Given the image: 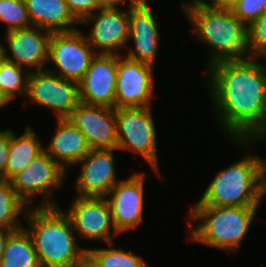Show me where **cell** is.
<instances>
[{
  "label": "cell",
  "instance_id": "cell-22",
  "mask_svg": "<svg viewBox=\"0 0 266 267\" xmlns=\"http://www.w3.org/2000/svg\"><path fill=\"white\" fill-rule=\"evenodd\" d=\"M0 267H42L32 238L24 227L8 237Z\"/></svg>",
  "mask_w": 266,
  "mask_h": 267
},
{
  "label": "cell",
  "instance_id": "cell-13",
  "mask_svg": "<svg viewBox=\"0 0 266 267\" xmlns=\"http://www.w3.org/2000/svg\"><path fill=\"white\" fill-rule=\"evenodd\" d=\"M119 8L102 7L80 23L91 24V31L85 35L97 54L123 55L119 50H123L128 44L129 6L127 11H121Z\"/></svg>",
  "mask_w": 266,
  "mask_h": 267
},
{
  "label": "cell",
  "instance_id": "cell-2",
  "mask_svg": "<svg viewBox=\"0 0 266 267\" xmlns=\"http://www.w3.org/2000/svg\"><path fill=\"white\" fill-rule=\"evenodd\" d=\"M181 2L194 36L208 47L209 59L205 69L221 61L250 58L248 26L233 14L231 8L217 7L206 0Z\"/></svg>",
  "mask_w": 266,
  "mask_h": 267
},
{
  "label": "cell",
  "instance_id": "cell-32",
  "mask_svg": "<svg viewBox=\"0 0 266 267\" xmlns=\"http://www.w3.org/2000/svg\"><path fill=\"white\" fill-rule=\"evenodd\" d=\"M129 3H128V2ZM141 0H100V3L102 4L103 7H119V5L121 4H126L128 3L127 6H133L134 4H136L137 2H139Z\"/></svg>",
  "mask_w": 266,
  "mask_h": 267
},
{
  "label": "cell",
  "instance_id": "cell-29",
  "mask_svg": "<svg viewBox=\"0 0 266 267\" xmlns=\"http://www.w3.org/2000/svg\"><path fill=\"white\" fill-rule=\"evenodd\" d=\"M74 18L81 23L86 17L102 8L100 0H65Z\"/></svg>",
  "mask_w": 266,
  "mask_h": 267
},
{
  "label": "cell",
  "instance_id": "cell-4",
  "mask_svg": "<svg viewBox=\"0 0 266 267\" xmlns=\"http://www.w3.org/2000/svg\"><path fill=\"white\" fill-rule=\"evenodd\" d=\"M259 207L193 206L189 212V239L226 252L237 251L246 237Z\"/></svg>",
  "mask_w": 266,
  "mask_h": 267
},
{
  "label": "cell",
  "instance_id": "cell-35",
  "mask_svg": "<svg viewBox=\"0 0 266 267\" xmlns=\"http://www.w3.org/2000/svg\"><path fill=\"white\" fill-rule=\"evenodd\" d=\"M238 1L240 0H210L213 5L221 8H231Z\"/></svg>",
  "mask_w": 266,
  "mask_h": 267
},
{
  "label": "cell",
  "instance_id": "cell-9",
  "mask_svg": "<svg viewBox=\"0 0 266 267\" xmlns=\"http://www.w3.org/2000/svg\"><path fill=\"white\" fill-rule=\"evenodd\" d=\"M25 97L28 103L52 110L56 118H68L80 102L78 82L62 78L47 68L30 72Z\"/></svg>",
  "mask_w": 266,
  "mask_h": 267
},
{
  "label": "cell",
  "instance_id": "cell-18",
  "mask_svg": "<svg viewBox=\"0 0 266 267\" xmlns=\"http://www.w3.org/2000/svg\"><path fill=\"white\" fill-rule=\"evenodd\" d=\"M117 149H91L79 162L81 171L74 182L77 196L105 197L119 182L116 177L114 151Z\"/></svg>",
  "mask_w": 266,
  "mask_h": 267
},
{
  "label": "cell",
  "instance_id": "cell-34",
  "mask_svg": "<svg viewBox=\"0 0 266 267\" xmlns=\"http://www.w3.org/2000/svg\"><path fill=\"white\" fill-rule=\"evenodd\" d=\"M78 267H101L88 253L84 255Z\"/></svg>",
  "mask_w": 266,
  "mask_h": 267
},
{
  "label": "cell",
  "instance_id": "cell-37",
  "mask_svg": "<svg viewBox=\"0 0 266 267\" xmlns=\"http://www.w3.org/2000/svg\"><path fill=\"white\" fill-rule=\"evenodd\" d=\"M8 104L10 103L3 97V95L0 92V109Z\"/></svg>",
  "mask_w": 266,
  "mask_h": 267
},
{
  "label": "cell",
  "instance_id": "cell-11",
  "mask_svg": "<svg viewBox=\"0 0 266 267\" xmlns=\"http://www.w3.org/2000/svg\"><path fill=\"white\" fill-rule=\"evenodd\" d=\"M66 214L77 236L84 240L112 243L118 235L105 197L74 196ZM113 230V231H112Z\"/></svg>",
  "mask_w": 266,
  "mask_h": 267
},
{
  "label": "cell",
  "instance_id": "cell-31",
  "mask_svg": "<svg viewBox=\"0 0 266 267\" xmlns=\"http://www.w3.org/2000/svg\"><path fill=\"white\" fill-rule=\"evenodd\" d=\"M15 230L11 229H0V262L3 258V252L8 240V237L14 232Z\"/></svg>",
  "mask_w": 266,
  "mask_h": 267
},
{
  "label": "cell",
  "instance_id": "cell-28",
  "mask_svg": "<svg viewBox=\"0 0 266 267\" xmlns=\"http://www.w3.org/2000/svg\"><path fill=\"white\" fill-rule=\"evenodd\" d=\"M233 14L249 26L266 11V0H240L231 7Z\"/></svg>",
  "mask_w": 266,
  "mask_h": 267
},
{
  "label": "cell",
  "instance_id": "cell-6",
  "mask_svg": "<svg viewBox=\"0 0 266 267\" xmlns=\"http://www.w3.org/2000/svg\"><path fill=\"white\" fill-rule=\"evenodd\" d=\"M67 172L43 150L23 171L16 174L10 183L28 207H55L58 205L54 201L53 191L63 186ZM41 194V203L33 204V198L35 199L36 195L40 197Z\"/></svg>",
  "mask_w": 266,
  "mask_h": 267
},
{
  "label": "cell",
  "instance_id": "cell-19",
  "mask_svg": "<svg viewBox=\"0 0 266 267\" xmlns=\"http://www.w3.org/2000/svg\"><path fill=\"white\" fill-rule=\"evenodd\" d=\"M56 122V130L50 143L44 146V151L68 171L69 166L77 167L91 148L85 136L68 118H57Z\"/></svg>",
  "mask_w": 266,
  "mask_h": 267
},
{
  "label": "cell",
  "instance_id": "cell-30",
  "mask_svg": "<svg viewBox=\"0 0 266 267\" xmlns=\"http://www.w3.org/2000/svg\"><path fill=\"white\" fill-rule=\"evenodd\" d=\"M10 147V129L0 130V178L4 179V171Z\"/></svg>",
  "mask_w": 266,
  "mask_h": 267
},
{
  "label": "cell",
  "instance_id": "cell-21",
  "mask_svg": "<svg viewBox=\"0 0 266 267\" xmlns=\"http://www.w3.org/2000/svg\"><path fill=\"white\" fill-rule=\"evenodd\" d=\"M10 130V147L4 171V179L10 181L16 174L23 171L33 158L44 150L43 141L30 125H26L24 133L17 136Z\"/></svg>",
  "mask_w": 266,
  "mask_h": 267
},
{
  "label": "cell",
  "instance_id": "cell-3",
  "mask_svg": "<svg viewBox=\"0 0 266 267\" xmlns=\"http://www.w3.org/2000/svg\"><path fill=\"white\" fill-rule=\"evenodd\" d=\"M61 208L29 207L24 217L42 267H78L87 253L77 245L71 220Z\"/></svg>",
  "mask_w": 266,
  "mask_h": 267
},
{
  "label": "cell",
  "instance_id": "cell-1",
  "mask_svg": "<svg viewBox=\"0 0 266 267\" xmlns=\"http://www.w3.org/2000/svg\"><path fill=\"white\" fill-rule=\"evenodd\" d=\"M257 60L221 61L205 70L218 125L244 148L266 141V64Z\"/></svg>",
  "mask_w": 266,
  "mask_h": 267
},
{
  "label": "cell",
  "instance_id": "cell-10",
  "mask_svg": "<svg viewBox=\"0 0 266 267\" xmlns=\"http://www.w3.org/2000/svg\"><path fill=\"white\" fill-rule=\"evenodd\" d=\"M155 66L118 55L115 109L151 107Z\"/></svg>",
  "mask_w": 266,
  "mask_h": 267
},
{
  "label": "cell",
  "instance_id": "cell-17",
  "mask_svg": "<svg viewBox=\"0 0 266 267\" xmlns=\"http://www.w3.org/2000/svg\"><path fill=\"white\" fill-rule=\"evenodd\" d=\"M68 119L85 136L91 149H116V109L80 101Z\"/></svg>",
  "mask_w": 266,
  "mask_h": 267
},
{
  "label": "cell",
  "instance_id": "cell-27",
  "mask_svg": "<svg viewBox=\"0 0 266 267\" xmlns=\"http://www.w3.org/2000/svg\"><path fill=\"white\" fill-rule=\"evenodd\" d=\"M250 57L266 56V11L248 26Z\"/></svg>",
  "mask_w": 266,
  "mask_h": 267
},
{
  "label": "cell",
  "instance_id": "cell-7",
  "mask_svg": "<svg viewBox=\"0 0 266 267\" xmlns=\"http://www.w3.org/2000/svg\"><path fill=\"white\" fill-rule=\"evenodd\" d=\"M151 107L117 108V150L140 154L160 175L157 136Z\"/></svg>",
  "mask_w": 266,
  "mask_h": 267
},
{
  "label": "cell",
  "instance_id": "cell-24",
  "mask_svg": "<svg viewBox=\"0 0 266 267\" xmlns=\"http://www.w3.org/2000/svg\"><path fill=\"white\" fill-rule=\"evenodd\" d=\"M29 75V71L14 62L5 59L0 64V92L9 103L18 95L26 96Z\"/></svg>",
  "mask_w": 266,
  "mask_h": 267
},
{
  "label": "cell",
  "instance_id": "cell-16",
  "mask_svg": "<svg viewBox=\"0 0 266 267\" xmlns=\"http://www.w3.org/2000/svg\"><path fill=\"white\" fill-rule=\"evenodd\" d=\"M118 54H97L78 82L79 100L115 109Z\"/></svg>",
  "mask_w": 266,
  "mask_h": 267
},
{
  "label": "cell",
  "instance_id": "cell-20",
  "mask_svg": "<svg viewBox=\"0 0 266 267\" xmlns=\"http://www.w3.org/2000/svg\"><path fill=\"white\" fill-rule=\"evenodd\" d=\"M25 3L32 26L52 33L78 29L80 23L71 14L65 0H25Z\"/></svg>",
  "mask_w": 266,
  "mask_h": 267
},
{
  "label": "cell",
  "instance_id": "cell-36",
  "mask_svg": "<svg viewBox=\"0 0 266 267\" xmlns=\"http://www.w3.org/2000/svg\"><path fill=\"white\" fill-rule=\"evenodd\" d=\"M5 60L4 45L0 42V64Z\"/></svg>",
  "mask_w": 266,
  "mask_h": 267
},
{
  "label": "cell",
  "instance_id": "cell-8",
  "mask_svg": "<svg viewBox=\"0 0 266 267\" xmlns=\"http://www.w3.org/2000/svg\"><path fill=\"white\" fill-rule=\"evenodd\" d=\"M96 55L82 30L53 32L49 40L47 66L52 63L54 68L48 67V70L62 78L79 82Z\"/></svg>",
  "mask_w": 266,
  "mask_h": 267
},
{
  "label": "cell",
  "instance_id": "cell-14",
  "mask_svg": "<svg viewBox=\"0 0 266 267\" xmlns=\"http://www.w3.org/2000/svg\"><path fill=\"white\" fill-rule=\"evenodd\" d=\"M51 34L36 26L6 32L5 59L29 72L46 69ZM8 52L10 55H7Z\"/></svg>",
  "mask_w": 266,
  "mask_h": 267
},
{
  "label": "cell",
  "instance_id": "cell-5",
  "mask_svg": "<svg viewBox=\"0 0 266 267\" xmlns=\"http://www.w3.org/2000/svg\"><path fill=\"white\" fill-rule=\"evenodd\" d=\"M261 157L246 154L219 170L194 206L259 207Z\"/></svg>",
  "mask_w": 266,
  "mask_h": 267
},
{
  "label": "cell",
  "instance_id": "cell-26",
  "mask_svg": "<svg viewBox=\"0 0 266 267\" xmlns=\"http://www.w3.org/2000/svg\"><path fill=\"white\" fill-rule=\"evenodd\" d=\"M0 21L6 32L32 26L25 0H0Z\"/></svg>",
  "mask_w": 266,
  "mask_h": 267
},
{
  "label": "cell",
  "instance_id": "cell-12",
  "mask_svg": "<svg viewBox=\"0 0 266 267\" xmlns=\"http://www.w3.org/2000/svg\"><path fill=\"white\" fill-rule=\"evenodd\" d=\"M146 178V173L135 172L129 178L117 182L105 196L113 225L119 235L137 228L143 221V188Z\"/></svg>",
  "mask_w": 266,
  "mask_h": 267
},
{
  "label": "cell",
  "instance_id": "cell-15",
  "mask_svg": "<svg viewBox=\"0 0 266 267\" xmlns=\"http://www.w3.org/2000/svg\"><path fill=\"white\" fill-rule=\"evenodd\" d=\"M154 16L147 0L129 6L128 43L132 40L134 45L128 48L126 58L155 66L161 34Z\"/></svg>",
  "mask_w": 266,
  "mask_h": 267
},
{
  "label": "cell",
  "instance_id": "cell-25",
  "mask_svg": "<svg viewBox=\"0 0 266 267\" xmlns=\"http://www.w3.org/2000/svg\"><path fill=\"white\" fill-rule=\"evenodd\" d=\"M113 246L114 242L107 243V248H87V253L101 267H148L141 256Z\"/></svg>",
  "mask_w": 266,
  "mask_h": 267
},
{
  "label": "cell",
  "instance_id": "cell-23",
  "mask_svg": "<svg viewBox=\"0 0 266 267\" xmlns=\"http://www.w3.org/2000/svg\"><path fill=\"white\" fill-rule=\"evenodd\" d=\"M28 208L19 198L10 181L0 178V229L18 230L23 228L18 217L22 213L25 216Z\"/></svg>",
  "mask_w": 266,
  "mask_h": 267
},
{
  "label": "cell",
  "instance_id": "cell-33",
  "mask_svg": "<svg viewBox=\"0 0 266 267\" xmlns=\"http://www.w3.org/2000/svg\"><path fill=\"white\" fill-rule=\"evenodd\" d=\"M261 200L266 194V160L261 161V180H260Z\"/></svg>",
  "mask_w": 266,
  "mask_h": 267
}]
</instances>
